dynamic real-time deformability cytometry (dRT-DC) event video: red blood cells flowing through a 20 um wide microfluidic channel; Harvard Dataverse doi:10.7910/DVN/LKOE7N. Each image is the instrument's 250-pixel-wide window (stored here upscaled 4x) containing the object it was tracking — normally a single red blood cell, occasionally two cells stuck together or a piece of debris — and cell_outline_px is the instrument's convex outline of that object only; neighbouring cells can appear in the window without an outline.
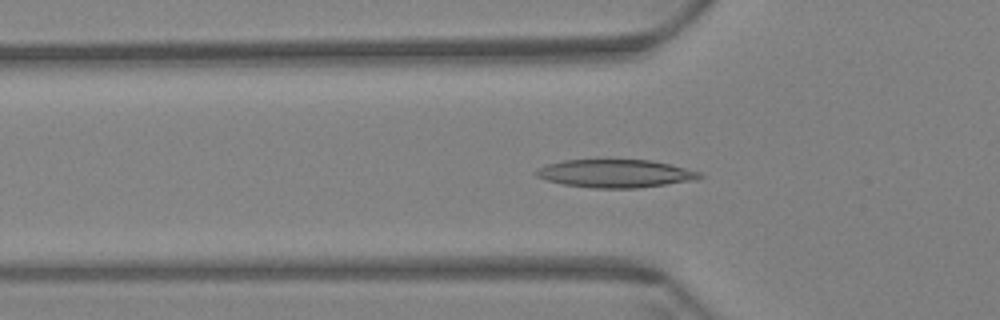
{"species": "Egyptian fruit bat (a non-hibernating species)", "species_latin": "Rousettus aegyptiacus", "temperature_condition": "warm", "stored_images_in_passage": 61, "segment_of_instrument_passage": [1, 2], "camera_frame_rate_fps": 3000, "um_per_image_px": 0.085, "animal": {"sex": "female"}, "frame": {"image": 1, "passage_image": 20, "time_ms": 6.333, "image_size_px": [1000, 320], "cell_outline_px": [[704, 176], [696, 180], [636, 188], [592, 188], [564, 184], [548, 180], [536, 176], [532, 172], [544, 164], [564, 160], [652, 160], [700, 172]], "centroid_in_image_um": [52.27, 14.75], "position_along_channel_um": 73.5, "area_um2": 26.65}}
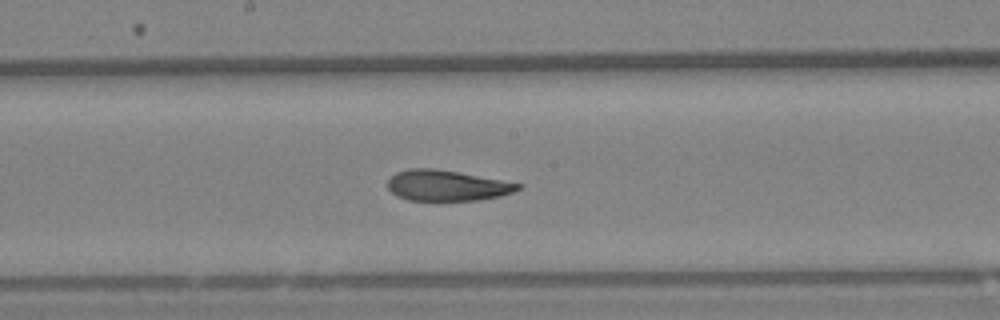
{"frame": {"image": 2, "passage_image": 32, "time_ms": 10.333, "image_size_px": [1000, 320], "cell_outline_px": [[524, 184], [520, 188], [512, 192], [500, 196], [480, 200], [408, 200], [396, 196], [388, 188], [388, 180], [396, 172], [408, 168], [436, 168]], "centroid_in_image_um": [37.97, 15.76], "position_along_channel_um": 210.2, "area_um2": 23.29}}
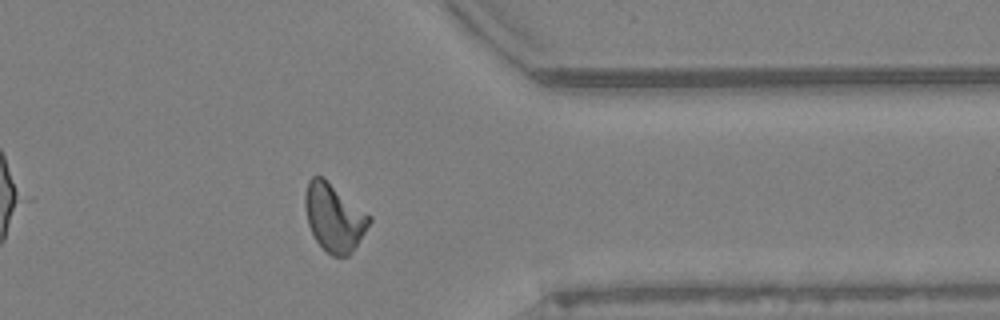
{"frame": {"image": 3, "passage_image": 48, "time_ms": 15.667, "image_size_px": [1000, 320], "cell_outline_px": [[372, 220], [352, 252], [348, 256], [332, 256], [316, 240], [308, 224], [304, 204], [304, 196], [308, 180], [312, 176], [320, 176], [372, 216]], "centroid_in_image_um": [28.39, 18.49], "position_along_channel_um": 383.0, "area_um2": 24.91}}